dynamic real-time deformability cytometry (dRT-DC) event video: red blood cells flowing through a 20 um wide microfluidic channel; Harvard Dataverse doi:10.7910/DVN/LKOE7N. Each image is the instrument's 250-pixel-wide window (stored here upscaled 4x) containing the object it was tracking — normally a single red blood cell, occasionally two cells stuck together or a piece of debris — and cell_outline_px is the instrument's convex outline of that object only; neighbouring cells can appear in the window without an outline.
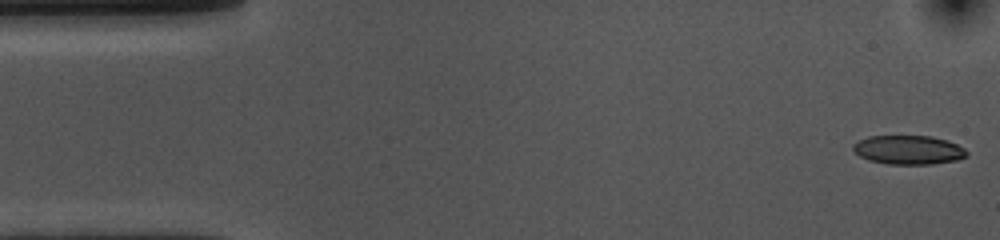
{"species": "common noctule bat (a hibernating species)", "species_latin": "Nyctalus noctula", "temperature_condition": "cold", "stored_images_in_passage": 54, "camera_frame_rate_fps": 3000, "um_per_image_px": 0.085, "animal": {"sex": "female", "body_mass_g": 10.0, "forearm_length_mm": 53.1}, "frame": {"image": 1, "passage_image": 1, "time_ms": 0.0, "image_size_px": [1000, 240], "cell_outline_px": [[968, 156], [956, 160], [932, 164], [888, 164], [868, 160], [860, 156], [852, 148], [852, 144], [868, 136], [932, 136], [948, 140], [964, 148], [968, 152]], "centroid_in_image_um": [77.23, 12.74], "position_along_channel_um": 7.8, "area_um2": 19.25}}
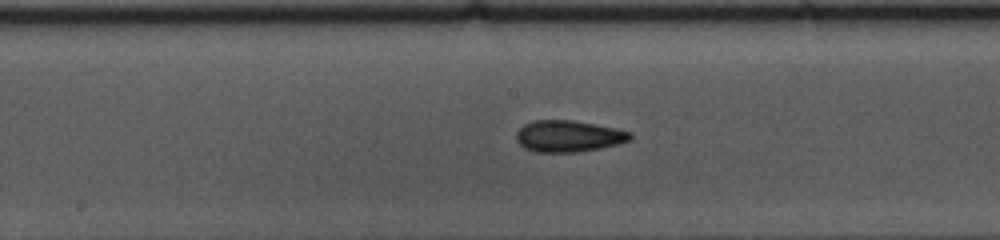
{"frame": {"image": 2, "passage_image": 26, "time_ms": 8.333, "image_size_px": [1000, 240], "cell_outline_px": [[632, 136], [628, 140], [616, 144], [600, 148], [576, 152], [536, 152], [524, 148], [516, 140], [516, 132], [524, 124], [532, 120], [572, 120], [616, 128], [632, 132]], "centroid_in_image_um": [48.28, 11.57], "position_along_channel_um": 199.9, "area_um2": 20.87}}
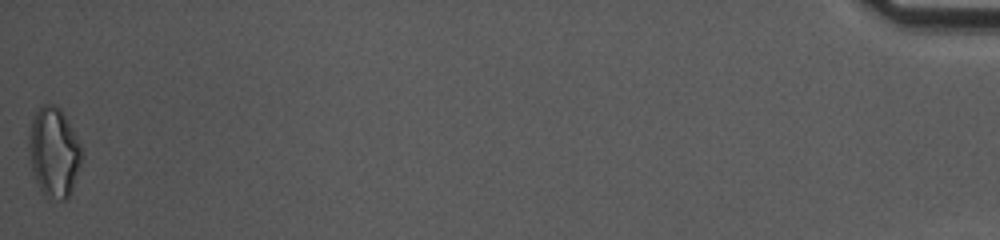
{"frame": {"image": 3, "passage_image": 54, "time_ms": 17.667, "image_size_px": [1000, 240], "cell_outline_px": [[80, 164], [68, 200], [48, 200], [44, 196], [36, 180], [32, 168], [28, 148], [28, 136], [32, 120], [36, 112], [44, 104], [52, 104], [60, 108], [72, 128], [80, 144]], "centroid_in_image_um": [4.56, 12.97], "position_along_channel_um": 430.6, "area_um2": 27.34}, "authors_computed_cell_mechanics": {"area_um2": 20.2011, "velocity_mm_per_s": 3.6033, "shape_relaxation_time_tau1_ms": 11.3159, "shape_relaxation_time_tau2_ms": 4.2697, "deformation_change_tau1": 0.1959, "deformation_change_tau2": 0.1214}}